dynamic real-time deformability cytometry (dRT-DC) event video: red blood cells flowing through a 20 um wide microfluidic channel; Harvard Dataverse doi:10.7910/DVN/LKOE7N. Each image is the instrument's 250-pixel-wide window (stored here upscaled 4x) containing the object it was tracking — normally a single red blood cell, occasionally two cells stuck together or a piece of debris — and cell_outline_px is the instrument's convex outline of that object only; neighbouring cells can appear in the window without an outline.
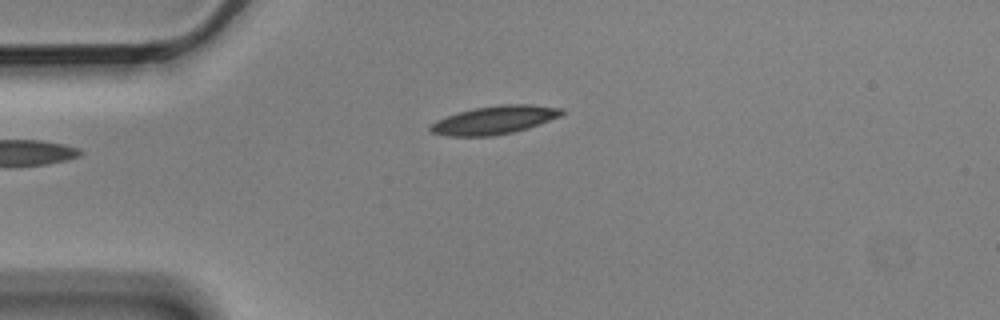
{"species": "Egyptian fruit bat (a non-hibernating species)", "species_latin": "Rousettus aegyptiacus", "temperature_condition": "cold", "stored_images_in_passage": 4, "camera_frame_rate_fps": 3000, "um_per_image_px": 0.085, "animal": {"sex": "male"}, "frame": {"image": 1, "passage_image": 1, "time_ms": 0.0, "image_size_px": [1000, 320], "cell_outline_px": [[564, 112], [560, 116], [528, 128], [512, 132], [492, 136], [448, 136], [432, 132], [428, 128], [436, 120], [472, 108], [500, 104], [532, 104], [564, 108]], "centroid_in_image_um": [42.05, 10.19], "position_along_channel_um": 42.9, "area_um2": 21.56}}
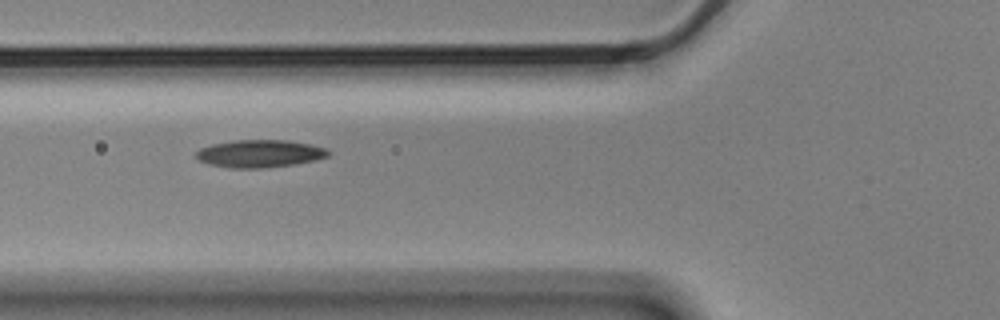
{"frame": {"image": 2, "passage_image": 3, "time_ms": 0.667, "image_size_px": [1000, 320], "cell_outline_px": [[332, 152], [328, 156], [316, 160], [296, 164], [264, 168], [232, 168], [208, 164], [200, 160], [196, 156], [196, 152], [200, 148], [212, 144], [232, 140], [288, 140], [328, 148]], "centroid_in_image_um": [22.11, 13.05], "position_along_channel_um": 103.7, "area_um2": 21.39}}
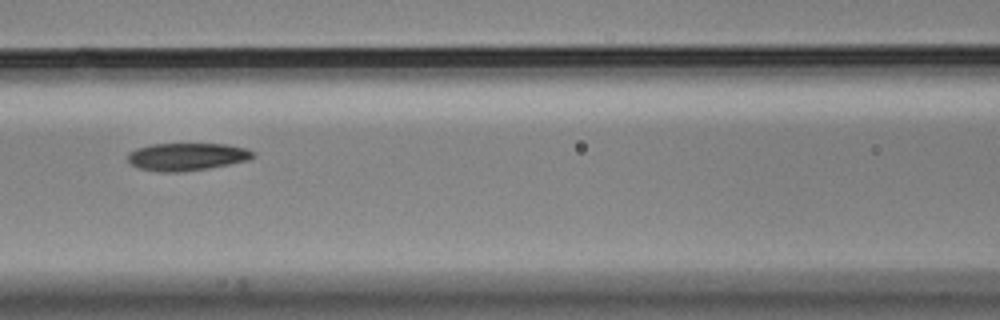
{"frame": {"image": 3, "passage_image": 4, "time_ms": 1.0, "image_size_px": [1000, 320], "cell_outline_px": [[256, 156], [248, 160], [208, 168], [180, 172], [160, 172], [140, 168], [132, 164], [128, 160], [128, 152], [136, 148], [152, 144], [228, 144], [248, 148], [256, 152]], "centroid_in_image_um": [15.92, 13.31], "position_along_channel_um": 150.7, "area_um2": 20.23}}